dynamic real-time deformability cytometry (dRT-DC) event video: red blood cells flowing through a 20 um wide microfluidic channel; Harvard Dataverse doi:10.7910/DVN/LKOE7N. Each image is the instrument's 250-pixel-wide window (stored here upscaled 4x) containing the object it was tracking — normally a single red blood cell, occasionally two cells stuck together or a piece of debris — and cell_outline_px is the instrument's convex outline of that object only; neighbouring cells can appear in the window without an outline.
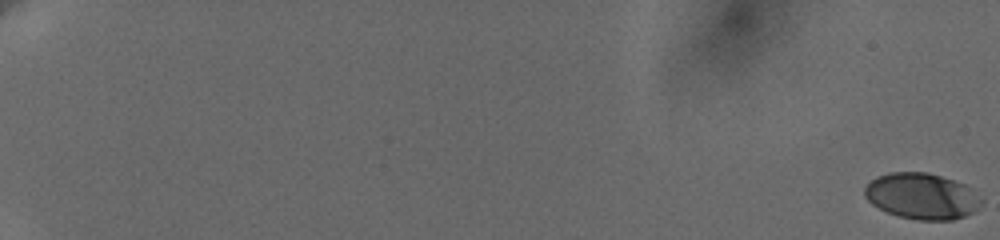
{"species": "human", "species_latin": "Homo sapiens", "temperature_condition": "cold", "stored_images_in_passage": 22, "camera_frame_rate_fps": 3000, "um_per_image_px": 0.085, "donor": {"sex": "female"}, "frame": {"image": 1, "passage_image": 1, "time_ms": 0.0, "image_size_px": [1000, 240], "cell_outline_px": [[984, 200], [972, 212], [964, 216], [952, 220], [916, 220], [900, 216], [888, 212], [872, 204], [864, 196], [864, 188], [876, 176], [888, 172], [928, 172], [964, 184], [972, 188]], "centroid_in_image_um": [78.35, 16.66], "position_along_channel_um": 6.6, "area_um2": 31.27}}
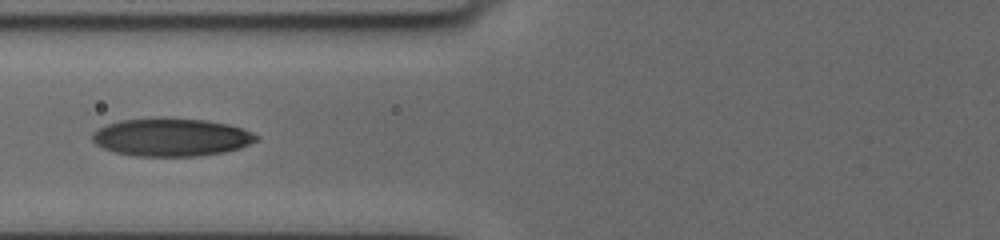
{"frame": {"image": 2, "passage_image": 17, "time_ms": 9.667, "image_size_px": [1000, 240], "cell_outline_px": [[260, 140], [240, 148], [224, 152], [196, 156], [136, 156], [116, 152], [104, 148], [96, 144], [92, 140], [92, 132], [108, 124], [120, 120], [156, 116], [164, 116], [208, 120], [228, 124], [252, 132], [260, 136]], "centroid_in_image_um": [14.58, 11.64], "position_along_channel_um": 111.2, "area_um2": 36.88}}
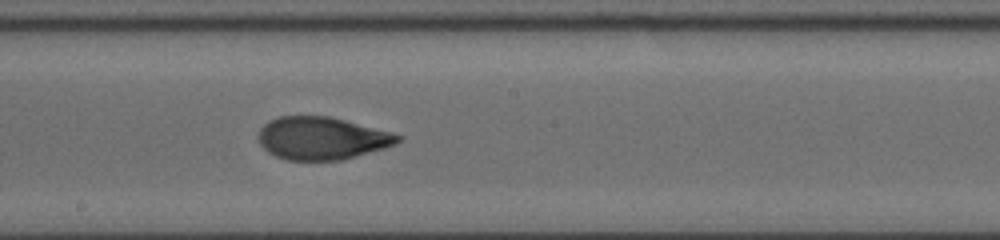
{"frame": {"image": 3, "passage_image": 22, "time_ms": 12.667, "image_size_px": [1000, 240], "cell_outline_px": [[404, 136], [396, 144], [384, 148], [340, 160], [288, 160], [276, 156], [268, 152], [260, 144], [256, 136], [260, 128], [268, 120], [280, 116], [328, 116], [392, 132]], "centroid_in_image_um": [27.32, 11.74], "position_along_channel_um": 220.9, "area_um2": 34.62}}